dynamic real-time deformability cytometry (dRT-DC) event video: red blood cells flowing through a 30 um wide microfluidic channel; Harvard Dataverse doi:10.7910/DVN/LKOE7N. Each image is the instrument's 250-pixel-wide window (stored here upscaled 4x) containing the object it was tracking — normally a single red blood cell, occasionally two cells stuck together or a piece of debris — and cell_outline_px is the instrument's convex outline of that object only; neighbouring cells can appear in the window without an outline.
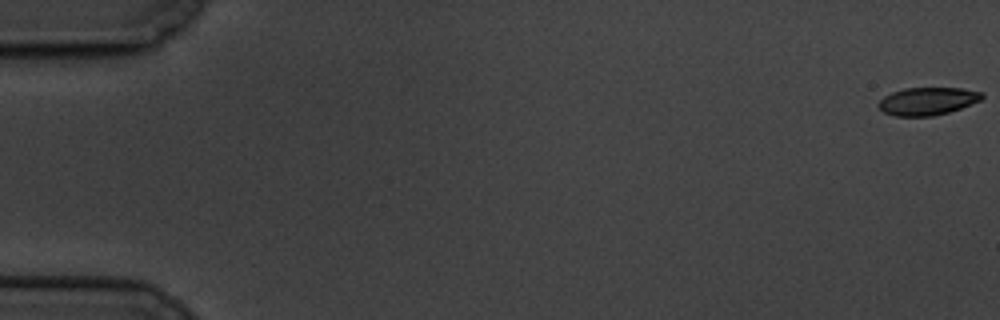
{"species": "common noctule bat (a hibernating species)", "species_latin": "Nyctalus noctula", "temperature_condition": "cold", "stored_images_in_passage": 61, "camera_frame_rate_fps": 3000, "um_per_image_px": 0.085, "animal": {"sex": "male", "body_mass_g": 19.5, "forearm_length_mm": 54.6}, "frame": {"image": 1, "passage_image": 1, "time_ms": 0.0, "image_size_px": [1000, 320], "cell_outline_px": [[984, 96], [980, 100], [960, 108], [948, 112], [932, 116], [896, 116], [884, 112], [876, 104], [884, 96], [892, 92], [904, 88], [960, 88], [984, 92]], "centroid_in_image_um": [78.83, 8.59], "position_along_channel_um": 6.2, "area_um2": 16.65}}
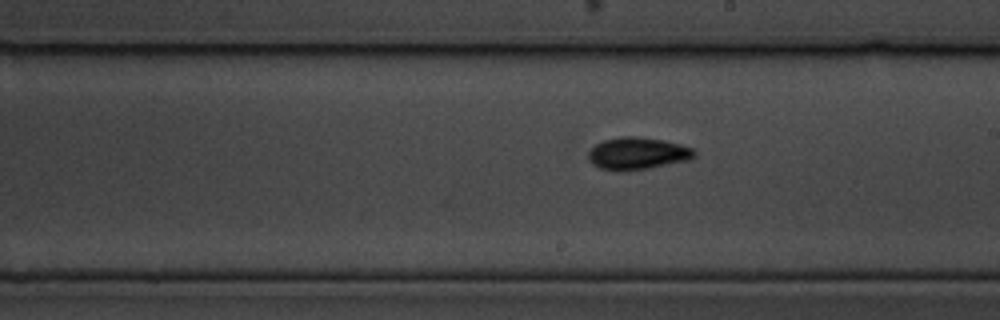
{"frame": {"image": 2, "passage_image": 35, "time_ms": 11.333, "image_size_px": [1000, 320], "cell_outline_px": [[696, 156], [688, 160], [648, 168], [624, 172], [600, 168], [592, 164], [588, 160], [588, 152], [596, 144], [604, 140], [620, 136], [636, 136], [664, 140], [680, 144], [692, 148], [696, 152]], "centroid_in_image_um": [54.17, 13.04], "position_along_channel_um": 234.8, "area_um2": 20.0}}
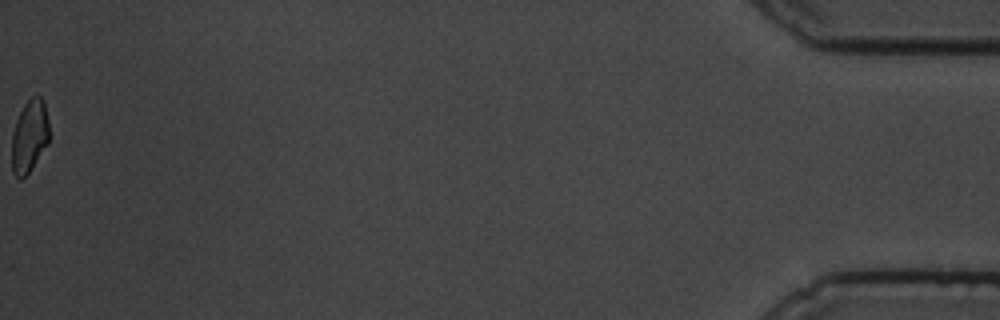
{"frame": {"image": 3, "passage_image": 61, "time_ms": 20.0, "image_size_px": [1000, 320], "cell_outline_px": [[48, 144], [28, 172], [20, 180], [12, 172], [12, 132], [16, 120], [24, 104], [32, 96], [40, 96], [44, 104], [48, 120]], "centroid_in_image_um": [2.48, 11.57], "position_along_channel_um": 432.7, "area_um2": 15.61}, "authors_computed_cell_mechanics": {"area_um2": 17.8024, "velocity_mm_per_s": 3.3916, "shape_relaxation_time_tau1_ms": 3.6529, "shape_relaxation_time_tau2_ms": 2.432, "deformation_change_tau1": 0.1279, "deformation_change_tau2": 0.0693}}